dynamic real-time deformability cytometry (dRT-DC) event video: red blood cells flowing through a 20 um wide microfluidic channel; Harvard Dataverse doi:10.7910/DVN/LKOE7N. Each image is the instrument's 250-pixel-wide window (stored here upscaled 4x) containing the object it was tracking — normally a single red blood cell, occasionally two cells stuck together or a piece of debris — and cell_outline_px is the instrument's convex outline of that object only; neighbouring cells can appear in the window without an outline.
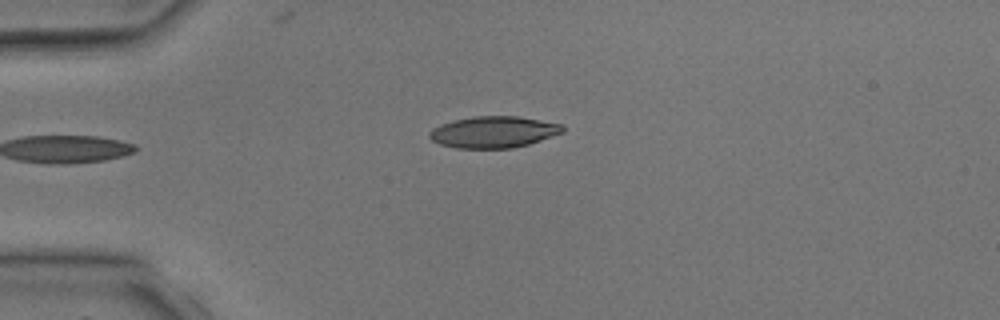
{"species": "common noctule bat (a hibernating species)", "species_latin": "Nyctalus noctula", "temperature_condition": "room temperature", "stored_images_in_passage": 3, "camera_frame_rate_fps": 3000, "um_per_image_px": 0.085, "animal": {"sex": "male", "body_mass_g": 17.9, "forearm_length_mm": 54.2}, "frame": {"image": 1, "passage_image": 3, "time_ms": 2.333, "image_size_px": [1000, 320], "cell_outline_px": [[564, 132], [528, 144], [512, 148], [456, 148], [440, 144], [432, 140], [428, 136], [428, 132], [432, 128], [440, 124], [452, 120], [472, 116], [516, 116], [564, 124]], "centroid_in_image_um": [41.93, 11.21], "position_along_channel_um": 43.1, "area_um2": 24.57}}